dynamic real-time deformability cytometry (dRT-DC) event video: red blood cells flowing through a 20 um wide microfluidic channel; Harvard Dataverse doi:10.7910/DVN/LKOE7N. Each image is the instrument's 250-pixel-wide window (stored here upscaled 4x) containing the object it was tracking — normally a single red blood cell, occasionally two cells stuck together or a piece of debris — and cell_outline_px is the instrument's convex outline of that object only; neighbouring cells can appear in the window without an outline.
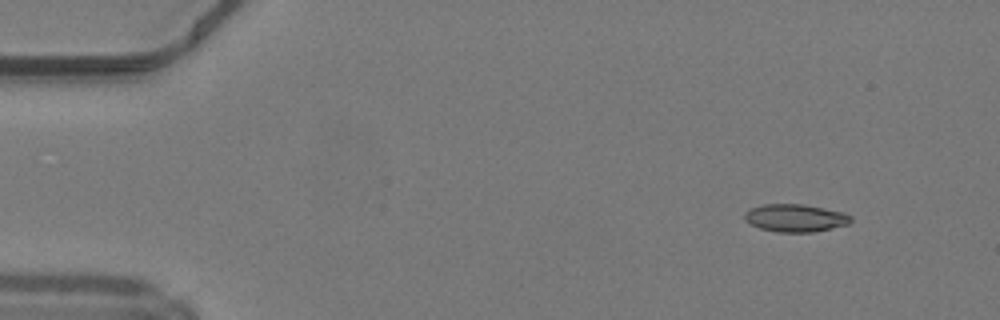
{"species": "common noctule bat (a hibernating species)", "species_latin": "Nyctalus noctula", "temperature_condition": "warm", "stored_images_in_passage": 6, "camera_frame_rate_fps": 3000, "um_per_image_px": 0.085, "animal": {"sex": "male", "body_mass_g": 19.2, "forearm_length_mm": 51.8}, "frame": {"image": 1, "passage_image": 1, "time_ms": 0.0, "image_size_px": [1000, 320], "cell_outline_px": [[852, 220], [848, 224], [812, 232], [776, 232], [760, 228], [748, 224], [744, 220], [744, 212], [752, 208], [764, 204], [804, 204], [844, 212], [852, 216]], "centroid_in_image_um": [67.58, 18.52], "position_along_channel_um": 17.4, "area_um2": 17.22}}